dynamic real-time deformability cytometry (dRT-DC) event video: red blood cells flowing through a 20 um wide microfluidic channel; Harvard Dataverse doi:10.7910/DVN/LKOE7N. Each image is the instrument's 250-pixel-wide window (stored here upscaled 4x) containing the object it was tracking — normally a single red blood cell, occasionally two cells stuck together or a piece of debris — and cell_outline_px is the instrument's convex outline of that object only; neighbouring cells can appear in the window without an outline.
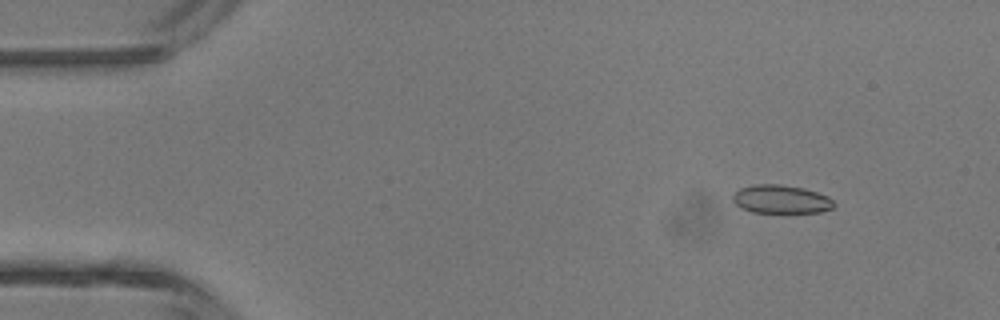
{"species": "common noctule bat (a hibernating species)", "species_latin": "Nyctalus noctula", "temperature_condition": "room temperature", "stored_images_in_passage": 4, "camera_frame_rate_fps": 3000, "um_per_image_px": 0.085, "animal": {"sex": "male", "body_mass_g": 13.3}, "frame": {"image": 1, "passage_image": 2, "time_ms": 0.333, "image_size_px": [1000, 320], "cell_outline_px": [[836, 204], [832, 208], [820, 212], [752, 212], [740, 208], [732, 200], [732, 196], [740, 188], [752, 184], [780, 184], [804, 188], [828, 196]], "centroid_in_image_um": [66.37, 16.93], "position_along_channel_um": 18.6, "area_um2": 16.76}}